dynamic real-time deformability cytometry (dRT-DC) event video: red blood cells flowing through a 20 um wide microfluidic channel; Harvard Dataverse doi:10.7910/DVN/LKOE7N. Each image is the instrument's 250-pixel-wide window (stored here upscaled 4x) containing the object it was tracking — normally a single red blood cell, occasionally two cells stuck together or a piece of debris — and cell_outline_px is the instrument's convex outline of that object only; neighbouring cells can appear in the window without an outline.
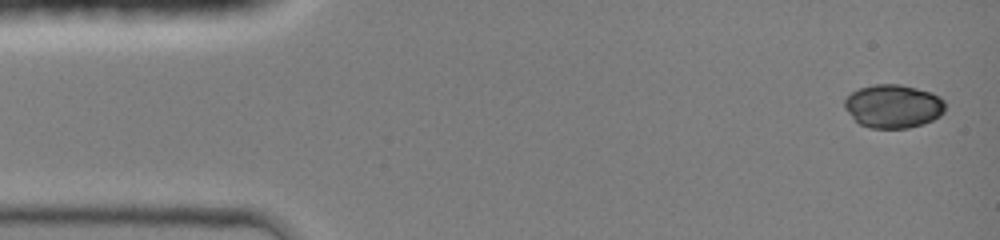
{"species": "common noctule bat (a hibernating species)", "species_latin": "Nyctalus noctula", "temperature_condition": "room temperature", "stored_images_in_passage": 7, "camera_frame_rate_fps": 3000, "um_per_image_px": 0.085, "animal": {"sex": "female", "body_mass_g": 19.0, "forearm_length_mm": 51.5}, "frame": {"image": 1, "passage_image": 1, "time_ms": 0.0, "image_size_px": [1000, 240], "cell_outline_px": [[944, 112], [940, 116], [924, 124], [908, 128], [872, 128], [860, 124], [844, 108], [844, 100], [852, 92], [860, 88], [872, 84], [900, 84], [932, 92], [940, 96], [944, 100]], "centroid_in_image_um": [75.94, 9.02], "position_along_channel_um": 9.1, "area_um2": 25.55}}
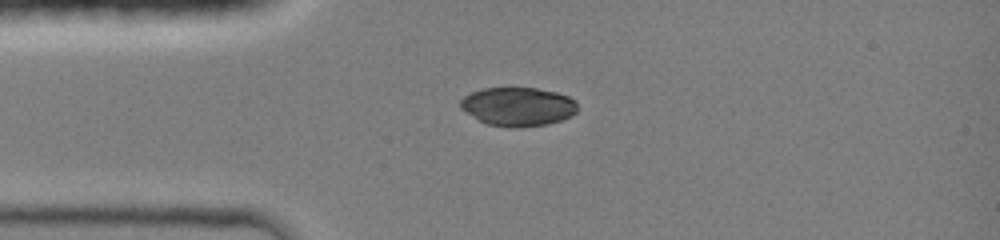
{"frame": {"image": 2, "passage_image": 5, "time_ms": 3.0, "image_size_px": [1000, 240], "cell_outline_px": [[576, 112], [572, 116], [548, 124], [520, 128], [512, 128], [488, 124], [480, 120], [460, 108], [460, 100], [464, 96], [472, 92], [484, 88], [536, 88], [556, 92], [568, 96], [576, 100]], "centroid_in_image_um": [44.05, 9.06], "position_along_channel_um": 41.0, "area_um2": 26.41}}
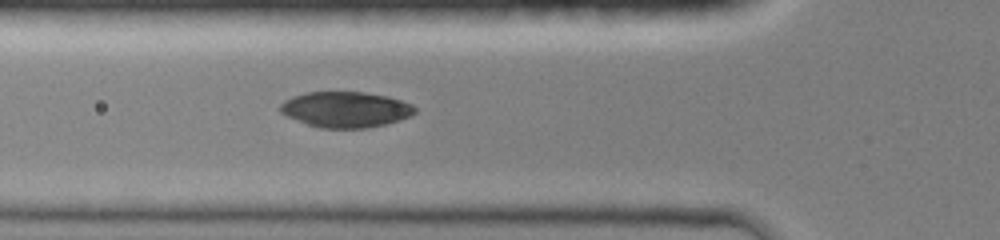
{"frame": {"image": 3, "passage_image": 7, "time_ms": 4.667, "image_size_px": [1000, 240], "cell_outline_px": [[416, 112], [412, 116], [400, 120], [368, 128], [320, 128], [308, 124], [288, 116], [280, 112], [280, 104], [284, 100], [292, 96], [304, 92], [364, 92], [388, 96], [412, 104], [416, 108]], "centroid_in_image_um": [29.39, 9.3], "position_along_channel_um": 96.4, "area_um2": 28.09}}